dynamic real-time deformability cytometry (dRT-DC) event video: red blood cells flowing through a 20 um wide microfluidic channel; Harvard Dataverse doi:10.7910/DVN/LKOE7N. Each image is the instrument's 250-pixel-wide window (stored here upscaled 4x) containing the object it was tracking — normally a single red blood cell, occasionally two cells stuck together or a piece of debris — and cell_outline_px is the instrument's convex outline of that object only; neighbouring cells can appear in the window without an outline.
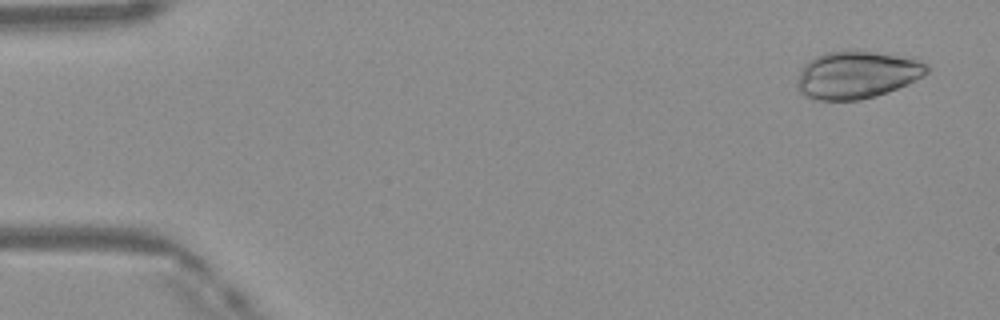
{"species": "Egyptian fruit bat (a non-hibernating species)", "species_latin": "Rousettus aegyptiacus", "temperature_condition": "warm", "stored_images_in_passage": 49, "camera_frame_rate_fps": 3000, "um_per_image_px": 0.085, "frame": {"image": 1, "passage_image": 3, "time_ms": 0.667, "image_size_px": [1000, 320], "cell_outline_px": [[928, 72], [924, 76], [908, 84], [876, 96], [860, 100], [812, 100], [804, 96], [800, 92], [796, 84], [800, 72], [804, 64], [808, 60], [816, 56], [828, 52], [872, 52], [920, 60], [928, 64]], "centroid_in_image_um": [72.81, 6.39], "position_along_channel_um": 12.2, "area_um2": 35.55}}
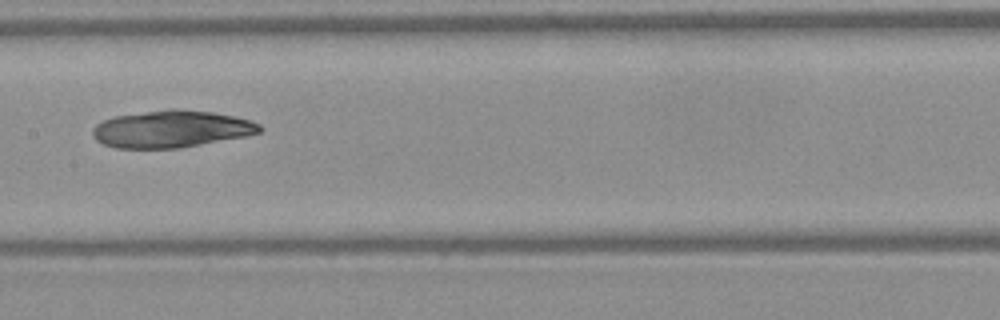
{"frame": {"image": 2, "passage_image": 25, "time_ms": 8.0, "image_size_px": [1000, 320], "cell_outline_px": [[264, 128], [260, 132], [248, 136], [180, 148], [116, 148], [104, 144], [96, 140], [92, 136], [92, 128], [96, 124], [112, 116], [148, 112], [212, 112], [232, 116], [248, 120], [260, 124]], "centroid_in_image_um": [14.55, 11.01], "position_along_channel_um": 192.8, "area_um2": 35.14}}
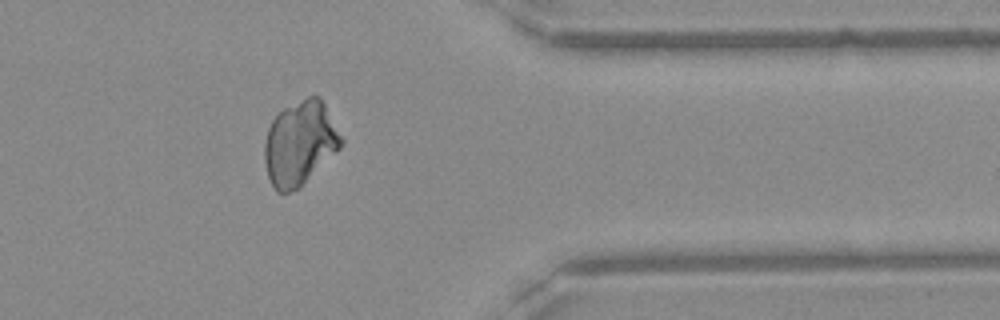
{"frame": {"image": 3, "passage_image": 40, "time_ms": 13.0, "image_size_px": [1000, 320], "cell_outline_px": [[344, 144], [300, 188], [288, 192], [276, 192], [268, 176], [264, 160], [264, 144], [268, 128], [272, 120], [284, 108], [308, 96], [320, 96], [344, 140]], "centroid_in_image_um": [25.49, 12.19], "position_along_channel_um": 385.9, "area_um2": 37.51}}